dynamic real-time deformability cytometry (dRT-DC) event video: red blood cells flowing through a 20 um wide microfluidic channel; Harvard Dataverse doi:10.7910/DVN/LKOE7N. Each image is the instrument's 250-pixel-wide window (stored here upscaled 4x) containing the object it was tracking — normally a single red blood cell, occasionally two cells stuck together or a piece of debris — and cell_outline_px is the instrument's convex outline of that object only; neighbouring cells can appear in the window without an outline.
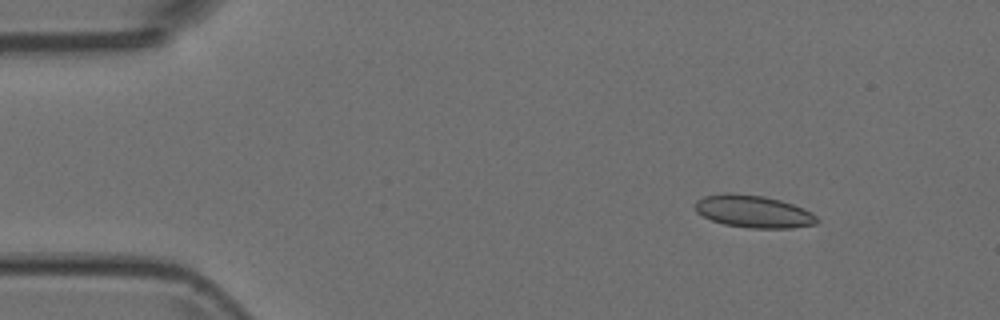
{"species": "Egyptian fruit bat (a non-hibernating species)", "species_latin": "Rousettus aegyptiacus", "temperature_condition": "room temperature", "stored_images_in_passage": 4, "camera_frame_rate_fps": 3000, "um_per_image_px": 0.085, "animal": {"sex": "female"}, "frame": {"image": 1, "passage_image": 2, "time_ms": 0.333, "image_size_px": [1000, 320], "cell_outline_px": [[820, 220], [816, 224], [792, 228], [748, 228], [724, 224], [712, 220], [696, 212], [696, 200], [704, 196], [764, 196], [780, 200], [804, 208], [812, 212]], "centroid_in_image_um": [64.14, 18.03], "position_along_channel_um": 20.9, "area_um2": 22.2}}